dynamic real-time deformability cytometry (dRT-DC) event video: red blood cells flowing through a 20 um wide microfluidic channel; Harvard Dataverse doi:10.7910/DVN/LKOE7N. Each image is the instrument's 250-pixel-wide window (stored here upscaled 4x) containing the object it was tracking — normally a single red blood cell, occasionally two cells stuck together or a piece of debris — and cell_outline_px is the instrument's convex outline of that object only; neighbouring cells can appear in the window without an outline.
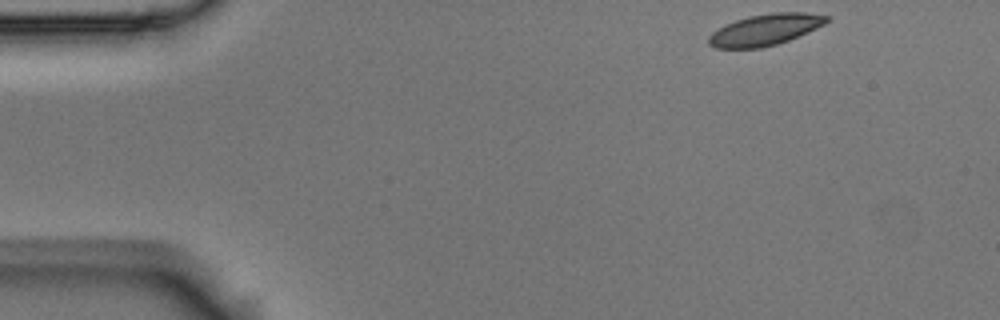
{"species": "Egyptian fruit bat (a non-hibernating species)", "species_latin": "Rousettus aegyptiacus", "temperature_condition": "room temperature", "stored_images_in_passage": 4, "camera_frame_rate_fps": 3000, "um_per_image_px": 0.085, "animal": {"sex": "male"}, "frame": {"image": 1, "passage_image": 1, "time_ms": 0.0, "image_size_px": [1000, 320], "cell_outline_px": [[832, 16], [824, 24], [788, 40], [776, 44], [760, 48], [716, 48], [708, 44], [708, 36], [716, 28], [724, 24], [748, 16], [772, 12], [804, 12]], "centroid_in_image_um": [65.0, 2.51], "position_along_channel_um": 20.0, "area_um2": 21.5}}
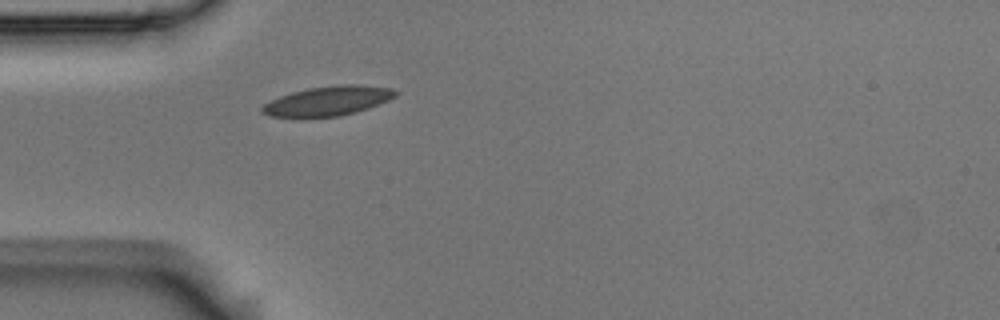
{"frame": {"image": 2, "passage_image": 4, "time_ms": 1.0, "image_size_px": [1000, 320], "cell_outline_px": [[400, 92], [396, 96], [388, 100], [368, 108], [356, 112], [340, 116], [300, 120], [268, 116], [260, 112], [260, 108], [264, 104], [280, 96], [292, 92], [308, 88], [344, 84], [356, 84], [392, 88]], "centroid_in_image_um": [27.81, 8.62], "position_along_channel_um": 57.2, "area_um2": 23.7}}